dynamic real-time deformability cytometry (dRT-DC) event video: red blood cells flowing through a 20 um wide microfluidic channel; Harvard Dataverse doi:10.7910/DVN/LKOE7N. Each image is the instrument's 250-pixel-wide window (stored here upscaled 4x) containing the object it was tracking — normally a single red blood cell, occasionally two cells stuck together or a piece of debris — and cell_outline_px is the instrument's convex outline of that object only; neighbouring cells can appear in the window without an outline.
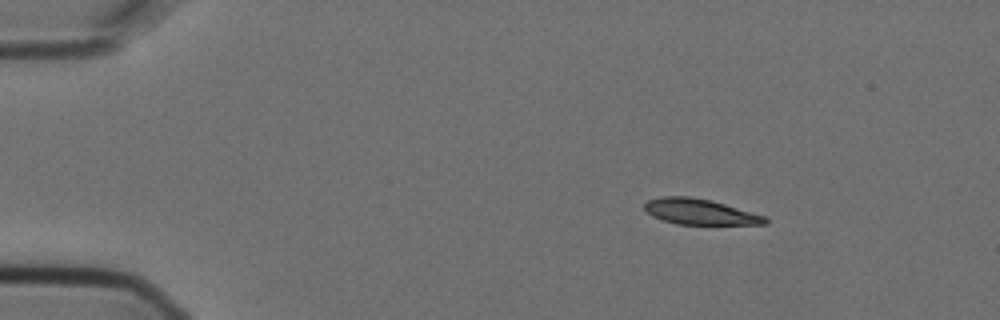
{"species": "Egyptian fruit bat (a non-hibernating species)", "species_latin": "Rousettus aegyptiacus", "temperature_condition": "cold", "stored_images_in_passage": 8, "camera_frame_rate_fps": 3000, "um_per_image_px": 0.085, "animal": {"sex": "female"}, "frame": {"image": 1, "passage_image": 1, "time_ms": 0.0, "image_size_px": [1000, 320], "cell_outline_px": [[768, 224], [676, 224], [652, 216], [644, 208], [644, 204], [648, 200], [660, 196], [692, 196], [712, 200], [764, 216], [768, 220]], "centroid_in_image_um": [59.46, 17.98], "position_along_channel_um": 25.5, "area_um2": 17.92}}
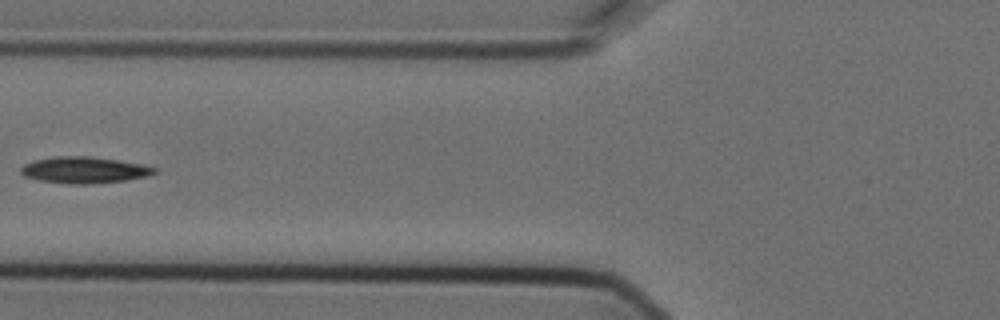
{"frame": {"image": 2, "passage_image": 5, "time_ms": 1.333, "image_size_px": [1000, 320], "cell_outline_px": [[156, 172], [148, 176], [128, 180], [88, 184], [68, 184], [40, 180], [24, 176], [20, 172], [20, 168], [24, 164], [36, 160], [56, 156], [88, 156], [144, 164], [156, 168]], "centroid_in_image_um": [7.17, 14.45], "position_along_channel_um": 118.6, "area_um2": 20.52}}
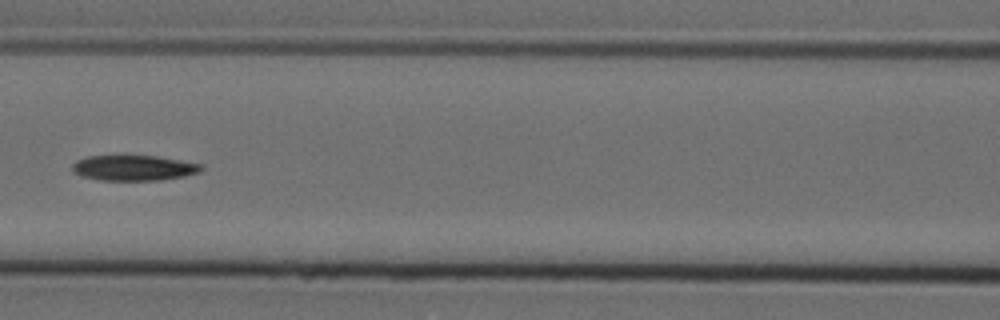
{"frame": {"image": 3, "passage_image": 6, "time_ms": 1.667, "image_size_px": [1000, 320], "cell_outline_px": [[204, 168], [200, 172], [184, 176], [160, 180], [100, 180], [80, 176], [72, 172], [72, 164], [76, 160], [88, 156], [156, 156], [204, 164]], "centroid_in_image_um": [11.37, 14.27], "position_along_channel_um": 155.2, "area_um2": 19.19}}